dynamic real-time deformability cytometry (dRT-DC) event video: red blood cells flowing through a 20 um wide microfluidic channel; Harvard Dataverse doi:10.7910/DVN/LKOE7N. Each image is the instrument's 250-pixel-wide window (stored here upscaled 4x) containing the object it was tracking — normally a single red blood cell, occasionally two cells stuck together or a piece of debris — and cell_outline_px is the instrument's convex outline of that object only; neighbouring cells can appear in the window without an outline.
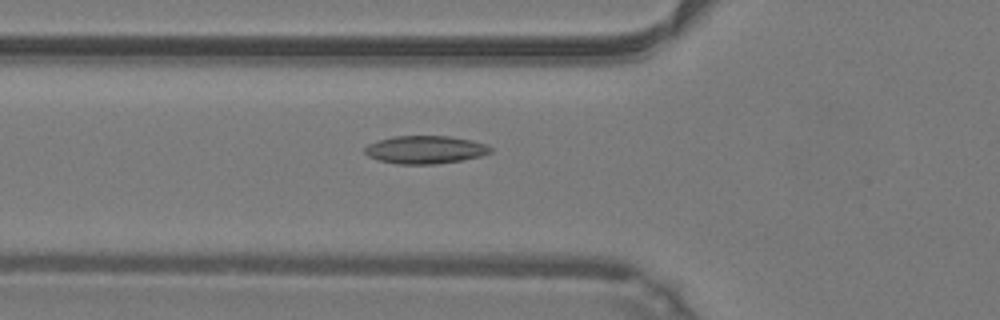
{"species": "common noctule bat (a hibernating species)", "species_latin": "Nyctalus noctula", "temperature_condition": "warm", "stored_images_in_passage": 49, "camera_frame_rate_fps": 3000, "um_per_image_px": 0.085, "animal": {"sex": "male", "body_mass_g": 19.2, "forearm_length_mm": 51.8}, "frame": {"image": 1, "passage_image": 18, "time_ms": 5.667, "image_size_px": [1000, 320], "cell_outline_px": [[492, 152], [480, 156], [464, 160], [436, 164], [396, 164], [376, 160], [368, 156], [364, 152], [364, 148], [368, 144], [392, 136], [448, 136], [472, 140], [488, 144], [492, 148]], "centroid_in_image_um": [36.15, 12.73], "position_along_channel_um": 89.6, "area_um2": 20.69}}
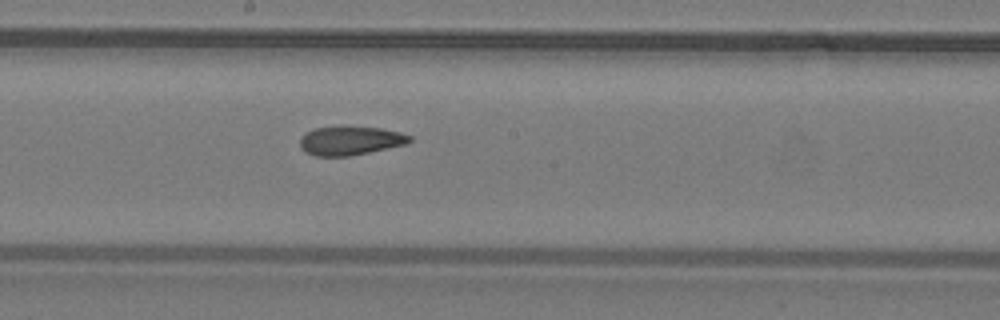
{"frame": {"image": 2, "passage_image": 27, "time_ms": 8.667, "image_size_px": [1000, 320], "cell_outline_px": [[412, 140], [404, 144], [368, 152], [348, 156], [316, 156], [300, 148], [300, 140], [308, 132], [316, 128], [340, 124], [344, 124], [380, 128], [400, 132], [412, 136]], "centroid_in_image_um": [29.77, 11.91], "position_along_channel_um": 218.4, "area_um2": 18.61}}
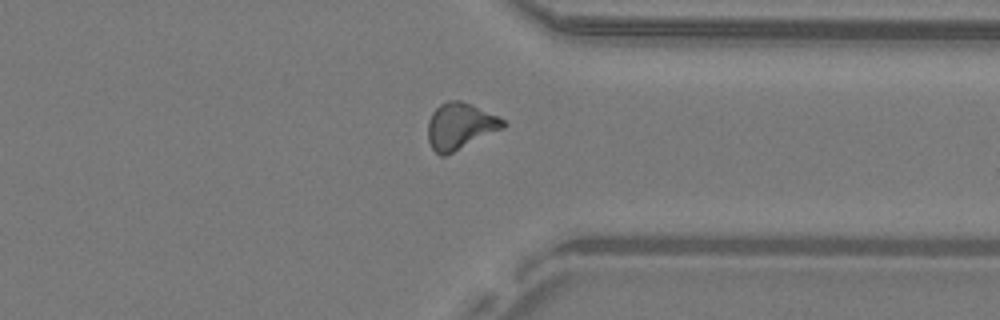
{"frame": {"image": 3, "passage_image": 38, "time_ms": 12.333, "image_size_px": [1000, 320], "cell_outline_px": [[508, 124], [504, 128], [444, 156], [440, 156], [432, 148], [428, 140], [428, 120], [432, 112], [440, 104], [448, 100], [460, 100], [472, 104], [504, 120]], "centroid_in_image_um": [39.1, 10.71], "position_along_channel_um": 372.3, "area_um2": 20.23}, "authors_computed_cell_mechanics": {"area_um2": 19.4208, "velocity_mm_per_s": 4.2867, "shape_relaxation_time_tau1_ms": null, "shape_relaxation_time_tau2_ms": 3.6332, "deformation_change_tau1": null, "deformation_change_tau2": 0.1185}}